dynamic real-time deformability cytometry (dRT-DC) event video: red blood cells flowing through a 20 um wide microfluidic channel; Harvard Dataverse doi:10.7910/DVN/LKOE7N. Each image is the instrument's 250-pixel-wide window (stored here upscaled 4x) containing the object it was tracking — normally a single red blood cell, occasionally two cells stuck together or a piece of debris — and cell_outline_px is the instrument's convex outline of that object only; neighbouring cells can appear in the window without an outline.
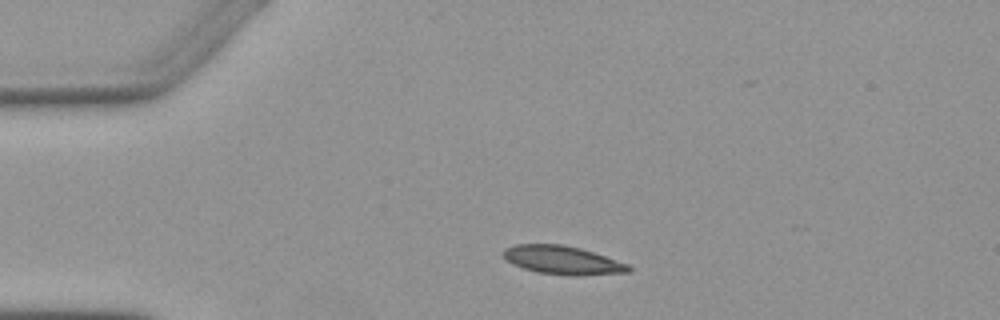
{"species": "Egyptian fruit bat (a non-hibernating species)", "species_latin": "Rousettus aegyptiacus", "temperature_condition": "warm", "stored_images_in_passage": 4, "camera_frame_rate_fps": 3000, "um_per_image_px": 0.085, "animal": {"sex": "female"}, "frame": {"image": 1, "passage_image": 1, "time_ms": 0.0, "image_size_px": [1000, 320], "cell_outline_px": [[632, 268], [628, 272], [536, 272], [512, 264], [504, 256], [504, 248], [512, 244], [564, 244], [580, 248], [628, 264]], "centroid_in_image_um": [47.69, 22.03], "position_along_channel_um": 37.3, "area_um2": 19.31}}
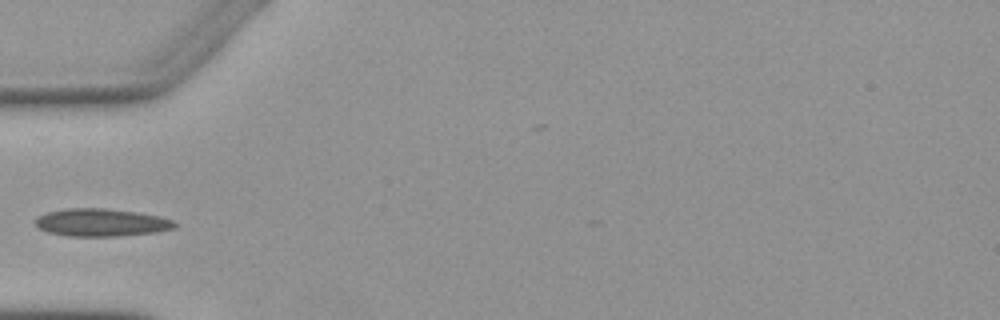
{"frame": {"image": 2, "passage_image": 3, "time_ms": 2.0, "image_size_px": [1000, 320], "cell_outline_px": [[176, 228], [156, 232], [116, 236], [68, 236], [48, 232], [36, 228], [32, 220], [36, 216], [48, 212], [68, 208], [104, 208], [136, 212], [160, 216], [172, 220], [176, 224]], "centroid_in_image_um": [8.55, 18.91], "position_along_channel_um": 76.5, "area_um2": 22.66}}